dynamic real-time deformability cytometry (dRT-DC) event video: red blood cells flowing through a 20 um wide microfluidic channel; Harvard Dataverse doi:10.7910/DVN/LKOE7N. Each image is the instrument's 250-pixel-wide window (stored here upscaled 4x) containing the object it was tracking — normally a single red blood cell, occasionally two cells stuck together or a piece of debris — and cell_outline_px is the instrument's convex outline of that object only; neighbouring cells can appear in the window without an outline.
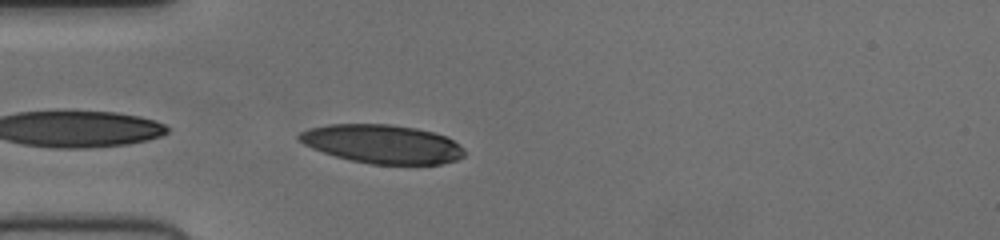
{"species": "human", "species_latin": "Homo sapiens", "temperature_condition": "cold", "stored_images_in_passage": 18, "camera_frame_rate_fps": 3000, "um_per_image_px": 0.085, "donor": {"sex": "female"}, "frame": {"image": 1, "passage_image": 1, "time_ms": 0.0, "image_size_px": [1000, 240], "cell_outline_px": [[464, 156], [456, 160], [440, 164], [368, 164], [336, 156], [312, 148], [304, 144], [296, 136], [300, 132], [308, 128], [328, 124], [388, 124], [416, 128], [448, 136], [460, 144], [464, 152]], "centroid_in_image_um": [32.5, 12.23], "position_along_channel_um": 52.5, "area_um2": 37.28}}
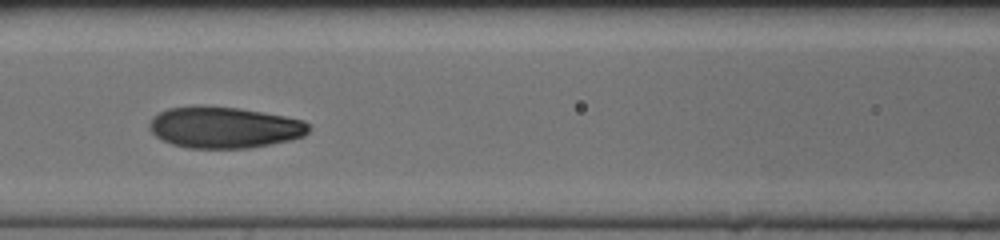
{"frame": {"image": 2, "passage_image": 9, "time_ms": 2.667, "image_size_px": [1000, 240], "cell_outline_px": [[312, 128], [304, 136], [292, 140], [248, 148], [188, 148], [172, 144], [160, 140], [148, 128], [148, 124], [152, 116], [168, 108], [192, 104], [200, 104], [236, 108], [284, 116], [304, 120]], "centroid_in_image_um": [19.02, 10.82], "position_along_channel_um": 147.6, "area_um2": 38.9}}
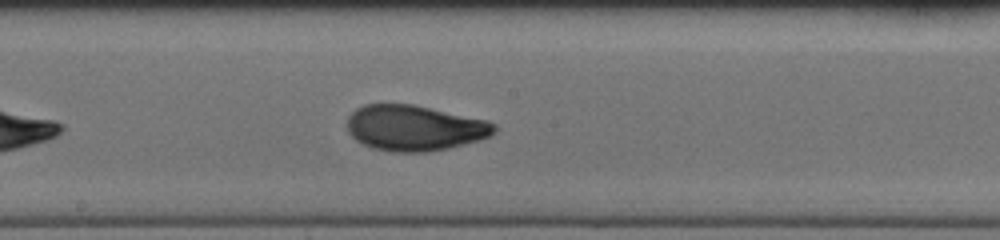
{"frame": {"image": 3, "passage_image": 14, "time_ms": 4.333, "image_size_px": [1000, 240], "cell_outline_px": [[496, 132], [492, 136], [480, 140], [448, 148], [428, 152], [392, 152], [372, 148], [356, 140], [348, 132], [348, 116], [356, 108], [364, 104], [412, 104], [488, 120], [496, 124]], "centroid_in_image_um": [35.26, 10.88], "position_along_channel_um": 212.9, "area_um2": 39.3}}